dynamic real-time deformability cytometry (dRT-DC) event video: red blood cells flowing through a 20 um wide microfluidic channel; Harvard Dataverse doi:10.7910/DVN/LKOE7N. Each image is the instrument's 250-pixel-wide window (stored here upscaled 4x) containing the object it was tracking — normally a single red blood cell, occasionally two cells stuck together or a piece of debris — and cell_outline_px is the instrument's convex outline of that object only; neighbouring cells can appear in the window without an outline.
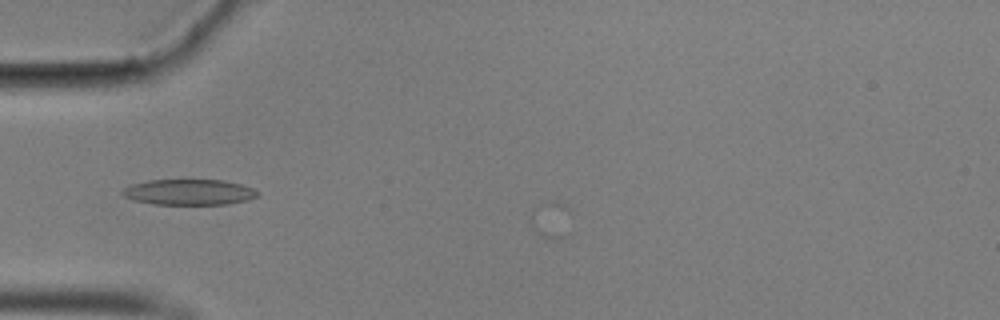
{"species": "common noctule bat (a hibernating species)", "species_latin": "Nyctalus noctula", "temperature_condition": "cold", "stored_images_in_passage": 5, "camera_frame_rate_fps": 3000, "um_per_image_px": 0.085, "animal": {"sex": "male", "body_mass_g": 17.9}, "frame": {"image": 1, "passage_image": 2, "time_ms": 0.333, "image_size_px": [1000, 320], "cell_outline_px": [[260, 196], [248, 200], [228, 204], [152, 204], [136, 200], [124, 196], [120, 192], [124, 188], [132, 184], [148, 180], [224, 180], [240, 184], [252, 188], [260, 192]], "centroid_in_image_um": [16.11, 16.33], "position_along_channel_um": 68.9, "area_um2": 20.23}}